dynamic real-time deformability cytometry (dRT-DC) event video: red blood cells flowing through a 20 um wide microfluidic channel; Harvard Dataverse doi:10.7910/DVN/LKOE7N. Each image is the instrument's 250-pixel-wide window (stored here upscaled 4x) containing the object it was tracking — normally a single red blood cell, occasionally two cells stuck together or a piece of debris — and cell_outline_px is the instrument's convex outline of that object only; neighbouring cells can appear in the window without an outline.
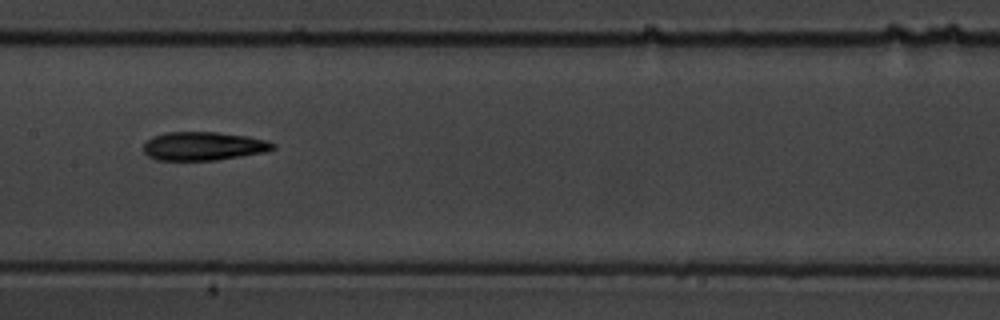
{"species": "common noctule bat (a hibernating species)", "species_latin": "Nyctalus noctula", "temperature_condition": "warm", "stored_images_in_passage": 11, "segment_of_instrument_passage": [1, 2], "camera_frame_rate_fps": 3000, "um_per_image_px": 0.085, "animal": {"sex": "male", "body_mass_g": 19.5, "forearm_length_mm": 54.6}, "frame": {"image": 1, "passage_image": 7, "time_ms": 8.0, "image_size_px": [1000, 320], "cell_outline_px": [[276, 148], [264, 152], [216, 160], [156, 160], [148, 156], [144, 152], [144, 144], [152, 136], [168, 132], [216, 132], [248, 136], [264, 140], [276, 144]], "centroid_in_image_um": [17.28, 12.42], "position_along_channel_um": 190.1, "area_um2": 21.44}}
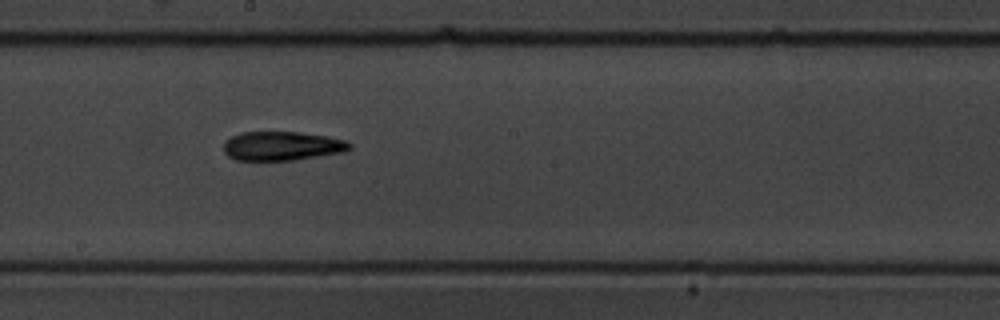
{"frame": {"image": 2, "passage_image": 8, "time_ms": 9.0, "image_size_px": [1000, 320], "cell_outline_px": [[352, 148], [344, 152], [292, 160], [236, 160], [228, 156], [224, 152], [224, 144], [232, 136], [240, 132], [300, 132], [324, 136], [344, 140], [352, 144]], "centroid_in_image_um": [23.97, 12.41], "position_along_channel_um": 224.2, "area_um2": 21.15}}
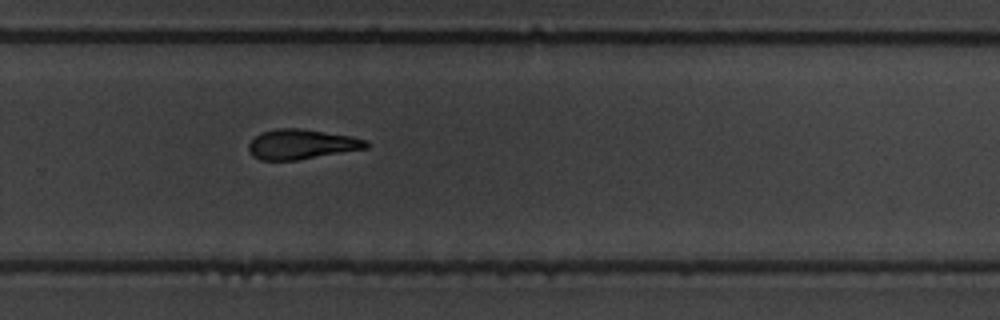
{"frame": {"image": 3, "passage_image": 10, "time_ms": 11.333, "image_size_px": [1000, 320], "cell_outline_px": [[368, 148], [296, 160], [260, 160], [252, 156], [248, 148], [248, 144], [260, 132], [276, 128], [300, 128], [352, 136], [368, 140]], "centroid_in_image_um": [25.62, 12.25], "position_along_channel_um": 304.2, "area_um2": 20.52}}